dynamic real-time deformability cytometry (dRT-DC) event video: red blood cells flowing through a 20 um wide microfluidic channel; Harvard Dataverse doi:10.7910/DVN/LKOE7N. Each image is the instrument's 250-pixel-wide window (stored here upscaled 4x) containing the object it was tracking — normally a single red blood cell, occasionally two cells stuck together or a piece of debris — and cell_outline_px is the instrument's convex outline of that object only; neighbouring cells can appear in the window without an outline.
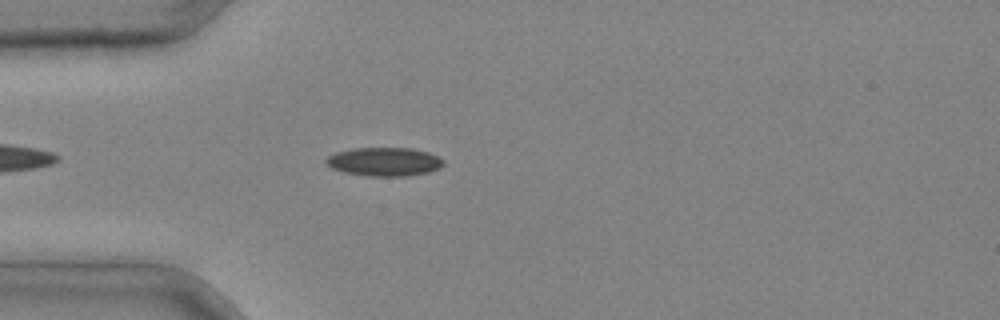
{"species": "common noctule bat (a hibernating species)", "species_latin": "Nyctalus noctula", "temperature_condition": "cold", "stored_images_in_passage": 2, "camera_frame_rate_fps": 3000, "um_per_image_px": 0.085, "animal": {"sex": "male", "body_mass_g": 20.4}, "frame": {"image": 1, "passage_image": 2, "time_ms": 0.333, "image_size_px": [1000, 320], "cell_outline_px": [[444, 164], [440, 168], [428, 172], [404, 176], [368, 176], [344, 172], [332, 168], [324, 164], [324, 160], [328, 156], [336, 152], [352, 148], [412, 148], [428, 152], [444, 160]], "centroid_in_image_um": [32.64, 13.74], "position_along_channel_um": 52.4, "area_um2": 19.65}}